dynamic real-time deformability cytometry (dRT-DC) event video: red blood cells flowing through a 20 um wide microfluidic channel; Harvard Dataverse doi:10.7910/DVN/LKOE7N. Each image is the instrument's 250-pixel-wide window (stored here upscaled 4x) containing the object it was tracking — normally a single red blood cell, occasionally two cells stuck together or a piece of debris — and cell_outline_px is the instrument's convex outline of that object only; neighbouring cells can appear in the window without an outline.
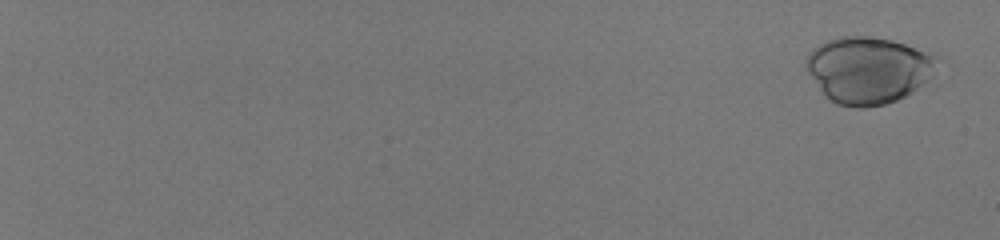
{"species": "human", "species_latin": "Homo sapiens", "temperature_condition": "room temperature", "stored_images_in_passage": 57, "camera_frame_rate_fps": 3000, "um_per_image_px": 0.085, "donor": {"sex": "male"}, "frame": {"image": 1, "passage_image": 1, "time_ms": 0.0, "image_size_px": [1000, 240], "cell_outline_px": [[940, 56], [932, 76], [928, 80], [912, 92], [896, 100], [884, 104], [864, 108], [856, 108], [836, 104], [824, 96], [808, 72], [804, 64], [812, 48], [828, 40], [840, 36], [868, 36], [892, 40], [936, 52]], "centroid_in_image_um": [73.84, 5.94], "position_along_channel_um": 11.2, "area_um2": 51.5}}
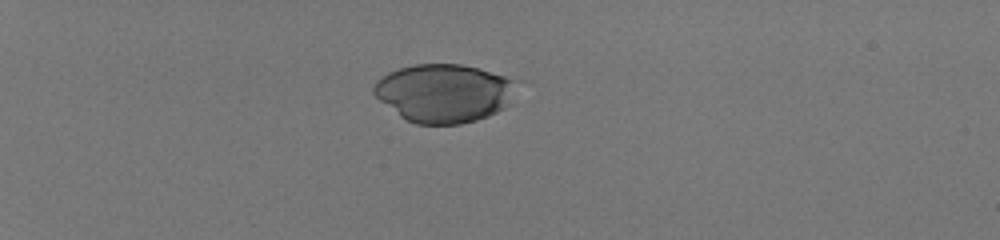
{"frame": {"image": 2, "passage_image": 19, "time_ms": 6.0, "image_size_px": [1000, 240], "cell_outline_px": [[516, 80], [504, 108], [488, 116], [476, 120], [460, 124], [416, 124], [400, 116], [380, 100], [372, 92], [372, 88], [376, 80], [388, 72], [400, 68], [416, 64], [460, 64], [476, 68], [504, 76]], "centroid_in_image_um": [37.67, 7.91], "position_along_channel_um": 47.3, "area_um2": 47.86}}